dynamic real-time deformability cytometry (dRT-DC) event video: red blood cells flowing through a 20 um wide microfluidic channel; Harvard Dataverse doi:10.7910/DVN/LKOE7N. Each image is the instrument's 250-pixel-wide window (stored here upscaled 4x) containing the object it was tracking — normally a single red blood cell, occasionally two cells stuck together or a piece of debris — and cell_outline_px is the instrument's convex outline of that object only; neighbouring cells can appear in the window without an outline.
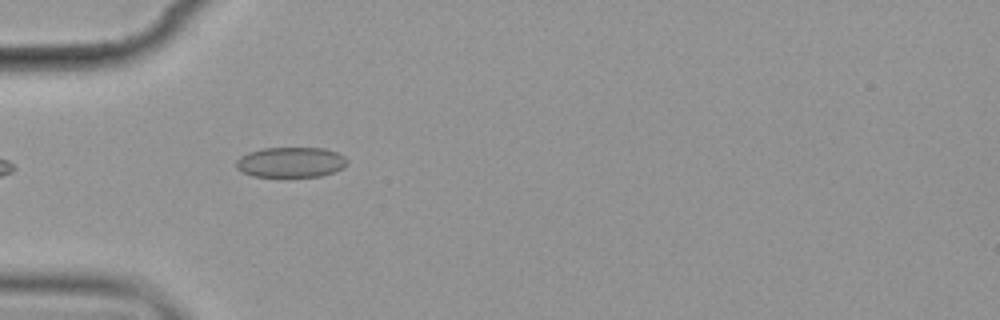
{"species": "common noctule bat (a hibernating species)", "species_latin": "Nyctalus noctula", "temperature_condition": "cold", "stored_images_in_passage": 8, "camera_frame_rate_fps": 3000, "um_per_image_px": 0.085, "animal": {"sex": "female", "body_mass_g": 19.9}, "frame": {"image": 1, "passage_image": 6, "time_ms": 5.667, "image_size_px": [1000, 320], "cell_outline_px": [[348, 164], [344, 168], [336, 172], [320, 176], [252, 176], [236, 168], [236, 160], [240, 156], [248, 152], [264, 148], [324, 148], [336, 152], [344, 156], [348, 160]], "centroid_in_image_um": [24.75, 13.78], "position_along_channel_um": 60.2, "area_um2": 19.65}}
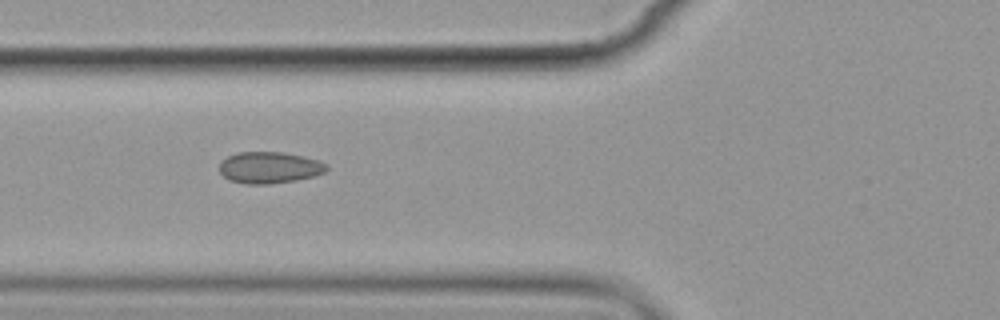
{"frame": {"image": 2, "passage_image": 7, "time_ms": 7.0, "image_size_px": [1000, 320], "cell_outline_px": [[328, 168], [324, 172], [312, 176], [296, 180], [272, 184], [248, 184], [228, 180], [220, 172], [220, 164], [228, 156], [236, 152], [284, 152], [304, 156], [320, 160], [328, 164]], "centroid_in_image_um": [22.92, 14.24], "position_along_channel_um": 102.9, "area_um2": 19.77}}
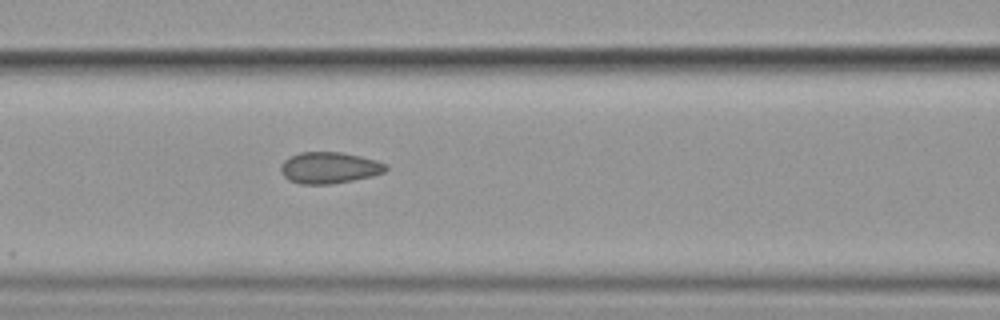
{"frame": {"image": 3, "passage_image": 8, "time_ms": 8.0, "image_size_px": [1000, 320], "cell_outline_px": [[388, 168], [384, 172], [372, 176], [332, 184], [300, 184], [288, 180], [280, 172], [280, 164], [284, 160], [300, 152], [340, 152], [360, 156], [376, 160], [388, 164]], "centroid_in_image_um": [27.98, 14.26], "position_along_channel_um": 138.6, "area_um2": 19.31}}